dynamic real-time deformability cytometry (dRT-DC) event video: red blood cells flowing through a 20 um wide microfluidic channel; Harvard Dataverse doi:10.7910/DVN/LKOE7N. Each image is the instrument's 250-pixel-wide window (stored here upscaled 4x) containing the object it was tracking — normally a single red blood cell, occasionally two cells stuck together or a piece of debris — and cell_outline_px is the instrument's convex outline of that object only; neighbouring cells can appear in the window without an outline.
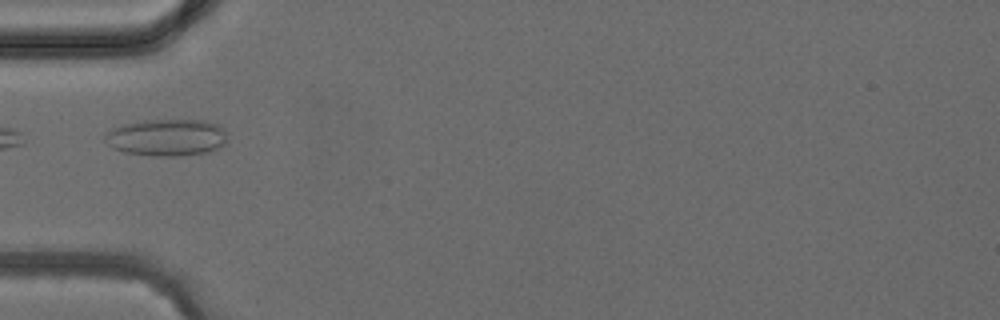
{"species": "common noctule bat (a hibernating species)", "species_latin": "Nyctalus noctula", "temperature_condition": "cold", "stored_images_in_passage": 4, "camera_frame_rate_fps": 3000, "um_per_image_px": 0.085, "animal": {"sex": "female", "body_mass_g": 24.6, "forearm_length_mm": 56.2}, "frame": {"image": 1, "passage_image": 3, "time_ms": 3.667, "image_size_px": [1000, 320], "cell_outline_px": [[228, 140], [220, 148], [208, 152], [176, 156], [156, 156], [124, 152], [112, 148], [104, 140], [104, 136], [112, 128], [120, 124], [144, 120], [204, 120], [220, 124], [224, 128]], "centroid_in_image_um": [14.19, 11.67], "position_along_channel_um": 70.8, "area_um2": 26.7}}